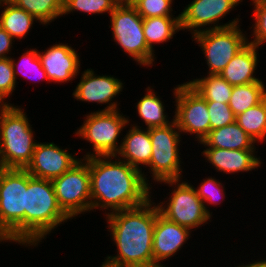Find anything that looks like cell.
Listing matches in <instances>:
<instances>
[{
	"instance_id": "obj_1",
	"label": "cell",
	"mask_w": 266,
	"mask_h": 267,
	"mask_svg": "<svg viewBox=\"0 0 266 267\" xmlns=\"http://www.w3.org/2000/svg\"><path fill=\"white\" fill-rule=\"evenodd\" d=\"M88 165L91 211L105 210L104 214L107 215L139 207L153 198L148 175L117 156L89 157Z\"/></svg>"
},
{
	"instance_id": "obj_2",
	"label": "cell",
	"mask_w": 266,
	"mask_h": 267,
	"mask_svg": "<svg viewBox=\"0 0 266 267\" xmlns=\"http://www.w3.org/2000/svg\"><path fill=\"white\" fill-rule=\"evenodd\" d=\"M149 199L145 204L105 215L111 241L117 255L109 256L128 267H154L153 232L157 205Z\"/></svg>"
},
{
	"instance_id": "obj_3",
	"label": "cell",
	"mask_w": 266,
	"mask_h": 267,
	"mask_svg": "<svg viewBox=\"0 0 266 267\" xmlns=\"http://www.w3.org/2000/svg\"><path fill=\"white\" fill-rule=\"evenodd\" d=\"M69 219L72 220L59 206L52 181L33 177L27 172L25 247H37L41 240Z\"/></svg>"
},
{
	"instance_id": "obj_4",
	"label": "cell",
	"mask_w": 266,
	"mask_h": 267,
	"mask_svg": "<svg viewBox=\"0 0 266 267\" xmlns=\"http://www.w3.org/2000/svg\"><path fill=\"white\" fill-rule=\"evenodd\" d=\"M21 106L0 105V140L3 168L25 169L36 144L32 125ZM37 141V142H36Z\"/></svg>"
},
{
	"instance_id": "obj_5",
	"label": "cell",
	"mask_w": 266,
	"mask_h": 267,
	"mask_svg": "<svg viewBox=\"0 0 266 267\" xmlns=\"http://www.w3.org/2000/svg\"><path fill=\"white\" fill-rule=\"evenodd\" d=\"M26 189V169H0V227L21 246H25Z\"/></svg>"
},
{
	"instance_id": "obj_6",
	"label": "cell",
	"mask_w": 266,
	"mask_h": 267,
	"mask_svg": "<svg viewBox=\"0 0 266 267\" xmlns=\"http://www.w3.org/2000/svg\"><path fill=\"white\" fill-rule=\"evenodd\" d=\"M120 112V109L94 111L84 117L83 124L74 134L89 142L93 151L84 154L83 158L118 154L121 148V144L118 143L120 134L131 123L130 117Z\"/></svg>"
},
{
	"instance_id": "obj_7",
	"label": "cell",
	"mask_w": 266,
	"mask_h": 267,
	"mask_svg": "<svg viewBox=\"0 0 266 267\" xmlns=\"http://www.w3.org/2000/svg\"><path fill=\"white\" fill-rule=\"evenodd\" d=\"M162 183L172 188L168 200L156 203L159 213L168 220L193 229L211 222V215L206 211L203 201L196 193L192 183L180 180H166Z\"/></svg>"
},
{
	"instance_id": "obj_8",
	"label": "cell",
	"mask_w": 266,
	"mask_h": 267,
	"mask_svg": "<svg viewBox=\"0 0 266 267\" xmlns=\"http://www.w3.org/2000/svg\"><path fill=\"white\" fill-rule=\"evenodd\" d=\"M149 135L152 142V155L149 169L153 183L166 180H180L183 169L180 159V141L182 134L176 122L165 127L150 128Z\"/></svg>"
},
{
	"instance_id": "obj_9",
	"label": "cell",
	"mask_w": 266,
	"mask_h": 267,
	"mask_svg": "<svg viewBox=\"0 0 266 267\" xmlns=\"http://www.w3.org/2000/svg\"><path fill=\"white\" fill-rule=\"evenodd\" d=\"M110 29L116 45L121 47L126 55L143 67L153 65L156 56L148 48L144 31L143 18L134 7L116 6L110 13Z\"/></svg>"
},
{
	"instance_id": "obj_10",
	"label": "cell",
	"mask_w": 266,
	"mask_h": 267,
	"mask_svg": "<svg viewBox=\"0 0 266 267\" xmlns=\"http://www.w3.org/2000/svg\"><path fill=\"white\" fill-rule=\"evenodd\" d=\"M240 26L206 30L192 36V41L198 44L205 56L207 74L220 75L232 58L248 44V35Z\"/></svg>"
},
{
	"instance_id": "obj_11",
	"label": "cell",
	"mask_w": 266,
	"mask_h": 267,
	"mask_svg": "<svg viewBox=\"0 0 266 267\" xmlns=\"http://www.w3.org/2000/svg\"><path fill=\"white\" fill-rule=\"evenodd\" d=\"M61 209L71 218L91 211L88 158H81L67 172L52 180Z\"/></svg>"
},
{
	"instance_id": "obj_12",
	"label": "cell",
	"mask_w": 266,
	"mask_h": 267,
	"mask_svg": "<svg viewBox=\"0 0 266 267\" xmlns=\"http://www.w3.org/2000/svg\"><path fill=\"white\" fill-rule=\"evenodd\" d=\"M172 92L176 106L174 121L178 129L181 134L195 135L197 143L202 142L211 131L207 101L187 82L176 85Z\"/></svg>"
},
{
	"instance_id": "obj_13",
	"label": "cell",
	"mask_w": 266,
	"mask_h": 267,
	"mask_svg": "<svg viewBox=\"0 0 266 267\" xmlns=\"http://www.w3.org/2000/svg\"><path fill=\"white\" fill-rule=\"evenodd\" d=\"M243 0H193L183 12H180V28L181 30L190 31L193 36L196 33L227 28L240 24L239 18L229 20V22L219 23L226 14H230ZM208 26V27H206ZM204 28V29H203Z\"/></svg>"
},
{
	"instance_id": "obj_14",
	"label": "cell",
	"mask_w": 266,
	"mask_h": 267,
	"mask_svg": "<svg viewBox=\"0 0 266 267\" xmlns=\"http://www.w3.org/2000/svg\"><path fill=\"white\" fill-rule=\"evenodd\" d=\"M80 82L73 91V98L77 101L106 105L104 109L97 111H113L120 109L115 97L123 91L124 83L113 75H98L94 69L82 71ZM115 99V100H114ZM114 100V101H113ZM112 101V102H111Z\"/></svg>"
},
{
	"instance_id": "obj_15",
	"label": "cell",
	"mask_w": 266,
	"mask_h": 267,
	"mask_svg": "<svg viewBox=\"0 0 266 267\" xmlns=\"http://www.w3.org/2000/svg\"><path fill=\"white\" fill-rule=\"evenodd\" d=\"M67 149H62L53 142H38L32 160L25 169L33 177L52 181L81 159L77 158V152L72 154Z\"/></svg>"
},
{
	"instance_id": "obj_16",
	"label": "cell",
	"mask_w": 266,
	"mask_h": 267,
	"mask_svg": "<svg viewBox=\"0 0 266 267\" xmlns=\"http://www.w3.org/2000/svg\"><path fill=\"white\" fill-rule=\"evenodd\" d=\"M79 55L80 53L78 54L68 43L60 42L44 51H38V57L49 81L60 85L69 83L80 74Z\"/></svg>"
},
{
	"instance_id": "obj_17",
	"label": "cell",
	"mask_w": 266,
	"mask_h": 267,
	"mask_svg": "<svg viewBox=\"0 0 266 267\" xmlns=\"http://www.w3.org/2000/svg\"><path fill=\"white\" fill-rule=\"evenodd\" d=\"M191 230L172 222L159 213L157 207V217L153 232V258L154 267H165L161 261L175 256L182 249L191 237Z\"/></svg>"
},
{
	"instance_id": "obj_18",
	"label": "cell",
	"mask_w": 266,
	"mask_h": 267,
	"mask_svg": "<svg viewBox=\"0 0 266 267\" xmlns=\"http://www.w3.org/2000/svg\"><path fill=\"white\" fill-rule=\"evenodd\" d=\"M256 149L229 150L221 148H205L201 153L205 162L212 164L215 170L224 174L249 172L261 167L260 156Z\"/></svg>"
},
{
	"instance_id": "obj_19",
	"label": "cell",
	"mask_w": 266,
	"mask_h": 267,
	"mask_svg": "<svg viewBox=\"0 0 266 267\" xmlns=\"http://www.w3.org/2000/svg\"><path fill=\"white\" fill-rule=\"evenodd\" d=\"M132 124H129L131 125L130 128L126 135H123L124 137L120 141L121 148L116 156L132 167L142 171V167L147 168L149 165L152 155V142L149 129H143L142 126L135 123Z\"/></svg>"
},
{
	"instance_id": "obj_20",
	"label": "cell",
	"mask_w": 266,
	"mask_h": 267,
	"mask_svg": "<svg viewBox=\"0 0 266 267\" xmlns=\"http://www.w3.org/2000/svg\"><path fill=\"white\" fill-rule=\"evenodd\" d=\"M259 47L248 43L239 53H237L227 66L220 73L230 85H244L258 82L261 79L255 76L258 65Z\"/></svg>"
},
{
	"instance_id": "obj_21",
	"label": "cell",
	"mask_w": 266,
	"mask_h": 267,
	"mask_svg": "<svg viewBox=\"0 0 266 267\" xmlns=\"http://www.w3.org/2000/svg\"><path fill=\"white\" fill-rule=\"evenodd\" d=\"M199 144L205 148L229 150L256 149L255 145H257L236 121L211 130Z\"/></svg>"
},
{
	"instance_id": "obj_22",
	"label": "cell",
	"mask_w": 266,
	"mask_h": 267,
	"mask_svg": "<svg viewBox=\"0 0 266 267\" xmlns=\"http://www.w3.org/2000/svg\"><path fill=\"white\" fill-rule=\"evenodd\" d=\"M0 10V26L16 40L25 38L33 28L34 22L40 23L33 15L9 0H0Z\"/></svg>"
},
{
	"instance_id": "obj_23",
	"label": "cell",
	"mask_w": 266,
	"mask_h": 267,
	"mask_svg": "<svg viewBox=\"0 0 266 267\" xmlns=\"http://www.w3.org/2000/svg\"><path fill=\"white\" fill-rule=\"evenodd\" d=\"M145 95L135 106L138 116L143 120L147 129L165 127L174 122V116L169 120L162 98L151 87H147Z\"/></svg>"
},
{
	"instance_id": "obj_24",
	"label": "cell",
	"mask_w": 266,
	"mask_h": 267,
	"mask_svg": "<svg viewBox=\"0 0 266 267\" xmlns=\"http://www.w3.org/2000/svg\"><path fill=\"white\" fill-rule=\"evenodd\" d=\"M181 30L178 16L143 18V31L148 48L155 53L156 43H166ZM155 44V45H154Z\"/></svg>"
},
{
	"instance_id": "obj_25",
	"label": "cell",
	"mask_w": 266,
	"mask_h": 267,
	"mask_svg": "<svg viewBox=\"0 0 266 267\" xmlns=\"http://www.w3.org/2000/svg\"><path fill=\"white\" fill-rule=\"evenodd\" d=\"M187 83L206 101L229 104L233 86L220 75L207 74L205 77L201 76Z\"/></svg>"
},
{
	"instance_id": "obj_26",
	"label": "cell",
	"mask_w": 266,
	"mask_h": 267,
	"mask_svg": "<svg viewBox=\"0 0 266 267\" xmlns=\"http://www.w3.org/2000/svg\"><path fill=\"white\" fill-rule=\"evenodd\" d=\"M265 87L262 80L233 86L229 106L235 117L259 104L266 97Z\"/></svg>"
},
{
	"instance_id": "obj_27",
	"label": "cell",
	"mask_w": 266,
	"mask_h": 267,
	"mask_svg": "<svg viewBox=\"0 0 266 267\" xmlns=\"http://www.w3.org/2000/svg\"><path fill=\"white\" fill-rule=\"evenodd\" d=\"M235 121L256 144L263 143L266 139V97L237 115Z\"/></svg>"
},
{
	"instance_id": "obj_28",
	"label": "cell",
	"mask_w": 266,
	"mask_h": 267,
	"mask_svg": "<svg viewBox=\"0 0 266 267\" xmlns=\"http://www.w3.org/2000/svg\"><path fill=\"white\" fill-rule=\"evenodd\" d=\"M39 20L40 25L48 26L63 13L64 0H9Z\"/></svg>"
},
{
	"instance_id": "obj_29",
	"label": "cell",
	"mask_w": 266,
	"mask_h": 267,
	"mask_svg": "<svg viewBox=\"0 0 266 267\" xmlns=\"http://www.w3.org/2000/svg\"><path fill=\"white\" fill-rule=\"evenodd\" d=\"M18 58L19 61L17 62L16 58H13L12 56L10 57L16 82L18 79L17 76L23 75V77L25 79L28 78V80L29 78L32 80L35 77V82L46 80L50 83L47 73L44 71L41 61L38 57L37 48H29L28 50L26 49L24 53H22L21 57Z\"/></svg>"
},
{
	"instance_id": "obj_30",
	"label": "cell",
	"mask_w": 266,
	"mask_h": 267,
	"mask_svg": "<svg viewBox=\"0 0 266 267\" xmlns=\"http://www.w3.org/2000/svg\"><path fill=\"white\" fill-rule=\"evenodd\" d=\"M116 6V0H64L62 16L76 11L92 15L109 12L110 15Z\"/></svg>"
},
{
	"instance_id": "obj_31",
	"label": "cell",
	"mask_w": 266,
	"mask_h": 267,
	"mask_svg": "<svg viewBox=\"0 0 266 267\" xmlns=\"http://www.w3.org/2000/svg\"><path fill=\"white\" fill-rule=\"evenodd\" d=\"M205 178L202 179L203 181L200 182L201 184L195 190L199 198L203 201L206 211L212 216V212L208 206L221 204V200L225 197V186L219 179H215V177L210 176Z\"/></svg>"
},
{
	"instance_id": "obj_32",
	"label": "cell",
	"mask_w": 266,
	"mask_h": 267,
	"mask_svg": "<svg viewBox=\"0 0 266 267\" xmlns=\"http://www.w3.org/2000/svg\"><path fill=\"white\" fill-rule=\"evenodd\" d=\"M251 6H254L253 20L255 23L252 24L253 32L251 40L248 43L256 45L257 47L262 46L266 43V0H251ZM253 38V40H252Z\"/></svg>"
},
{
	"instance_id": "obj_33",
	"label": "cell",
	"mask_w": 266,
	"mask_h": 267,
	"mask_svg": "<svg viewBox=\"0 0 266 267\" xmlns=\"http://www.w3.org/2000/svg\"><path fill=\"white\" fill-rule=\"evenodd\" d=\"M174 0H140L135 9L142 18L175 16L172 11Z\"/></svg>"
},
{
	"instance_id": "obj_34",
	"label": "cell",
	"mask_w": 266,
	"mask_h": 267,
	"mask_svg": "<svg viewBox=\"0 0 266 267\" xmlns=\"http://www.w3.org/2000/svg\"><path fill=\"white\" fill-rule=\"evenodd\" d=\"M13 66L10 58L0 59V105H11L6 101L14 92L16 85ZM8 99V100H6Z\"/></svg>"
},
{
	"instance_id": "obj_35",
	"label": "cell",
	"mask_w": 266,
	"mask_h": 267,
	"mask_svg": "<svg viewBox=\"0 0 266 267\" xmlns=\"http://www.w3.org/2000/svg\"><path fill=\"white\" fill-rule=\"evenodd\" d=\"M207 107L210 116L211 130L231 124L236 119L229 104L207 101Z\"/></svg>"
},
{
	"instance_id": "obj_36",
	"label": "cell",
	"mask_w": 266,
	"mask_h": 267,
	"mask_svg": "<svg viewBox=\"0 0 266 267\" xmlns=\"http://www.w3.org/2000/svg\"><path fill=\"white\" fill-rule=\"evenodd\" d=\"M14 42L15 40L11 37V35L0 26V59L11 57L10 54L13 47L12 44Z\"/></svg>"
},
{
	"instance_id": "obj_37",
	"label": "cell",
	"mask_w": 266,
	"mask_h": 267,
	"mask_svg": "<svg viewBox=\"0 0 266 267\" xmlns=\"http://www.w3.org/2000/svg\"><path fill=\"white\" fill-rule=\"evenodd\" d=\"M100 267H128V266H125L120 262L114 261L107 256L104 262H102V265Z\"/></svg>"
},
{
	"instance_id": "obj_38",
	"label": "cell",
	"mask_w": 266,
	"mask_h": 267,
	"mask_svg": "<svg viewBox=\"0 0 266 267\" xmlns=\"http://www.w3.org/2000/svg\"><path fill=\"white\" fill-rule=\"evenodd\" d=\"M235 267H266V259H260V261H253L252 263L248 262L247 264L242 263V265H238Z\"/></svg>"
},
{
	"instance_id": "obj_39",
	"label": "cell",
	"mask_w": 266,
	"mask_h": 267,
	"mask_svg": "<svg viewBox=\"0 0 266 267\" xmlns=\"http://www.w3.org/2000/svg\"><path fill=\"white\" fill-rule=\"evenodd\" d=\"M140 0H116L117 5L121 7H135Z\"/></svg>"
},
{
	"instance_id": "obj_40",
	"label": "cell",
	"mask_w": 266,
	"mask_h": 267,
	"mask_svg": "<svg viewBox=\"0 0 266 267\" xmlns=\"http://www.w3.org/2000/svg\"><path fill=\"white\" fill-rule=\"evenodd\" d=\"M2 242L12 243L13 241L9 238L8 234L0 227V243L2 244Z\"/></svg>"
},
{
	"instance_id": "obj_41",
	"label": "cell",
	"mask_w": 266,
	"mask_h": 267,
	"mask_svg": "<svg viewBox=\"0 0 266 267\" xmlns=\"http://www.w3.org/2000/svg\"><path fill=\"white\" fill-rule=\"evenodd\" d=\"M3 168L2 152H1V140H0V169Z\"/></svg>"
}]
</instances>
